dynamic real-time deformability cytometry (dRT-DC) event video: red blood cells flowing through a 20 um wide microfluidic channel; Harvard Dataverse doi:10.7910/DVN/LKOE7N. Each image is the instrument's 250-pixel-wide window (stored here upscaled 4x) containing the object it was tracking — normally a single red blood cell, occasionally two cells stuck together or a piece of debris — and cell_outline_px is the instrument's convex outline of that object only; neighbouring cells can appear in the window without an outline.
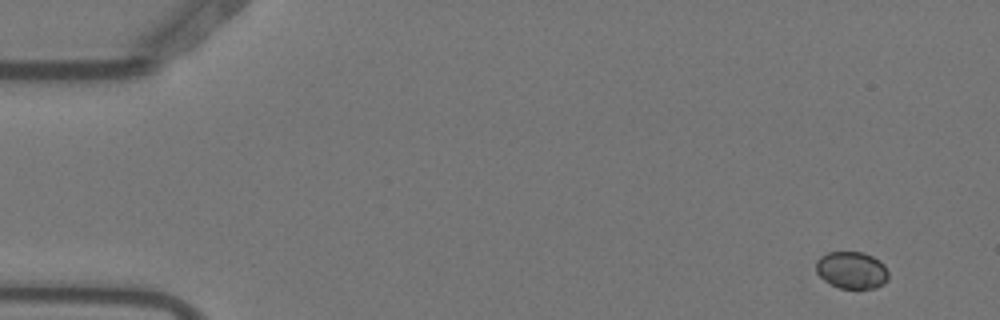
{"species": "Egyptian fruit bat (a non-hibernating species)", "species_latin": "Rousettus aegyptiacus", "temperature_condition": "warm", "stored_images_in_passage": 5, "camera_frame_rate_fps": 3000, "um_per_image_px": 0.085, "animal": {"sex": "female"}, "frame": {"image": 1, "passage_image": 2, "time_ms": 0.333, "image_size_px": [1000, 320], "cell_outline_px": [[888, 280], [884, 284], [876, 288], [840, 288], [824, 280], [816, 272], [816, 260], [820, 256], [828, 252], [864, 252], [880, 260], [884, 264], [888, 272]], "centroid_in_image_um": [72.41, 22.95], "position_along_channel_um": 12.6, "area_um2": 15.78}}